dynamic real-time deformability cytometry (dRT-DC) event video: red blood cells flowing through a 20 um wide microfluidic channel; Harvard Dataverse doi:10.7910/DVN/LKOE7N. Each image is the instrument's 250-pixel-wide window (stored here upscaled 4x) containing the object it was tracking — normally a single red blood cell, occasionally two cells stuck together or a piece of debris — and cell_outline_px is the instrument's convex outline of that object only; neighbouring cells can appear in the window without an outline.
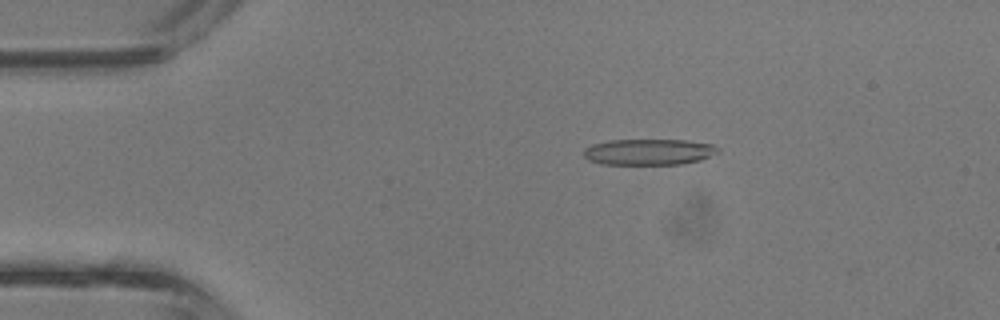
{"species": "common noctule bat (a hibernating species)", "species_latin": "Nyctalus noctula", "temperature_condition": "room temperature", "stored_images_in_passage": 12, "camera_frame_rate_fps": 3000, "um_per_image_px": 0.085, "animal": {"sex": "male", "body_mass_g": 13.3}, "frame": {"image": 1, "passage_image": 8, "time_ms": 2.333, "image_size_px": [1000, 320], "cell_outline_px": [[720, 152], [700, 160], [680, 164], [600, 164], [588, 160], [584, 156], [584, 148], [592, 144], [608, 140], [688, 140], [712, 144], [720, 148]], "centroid_in_image_um": [55.15, 12.91], "position_along_channel_um": 29.8, "area_um2": 20.52}}